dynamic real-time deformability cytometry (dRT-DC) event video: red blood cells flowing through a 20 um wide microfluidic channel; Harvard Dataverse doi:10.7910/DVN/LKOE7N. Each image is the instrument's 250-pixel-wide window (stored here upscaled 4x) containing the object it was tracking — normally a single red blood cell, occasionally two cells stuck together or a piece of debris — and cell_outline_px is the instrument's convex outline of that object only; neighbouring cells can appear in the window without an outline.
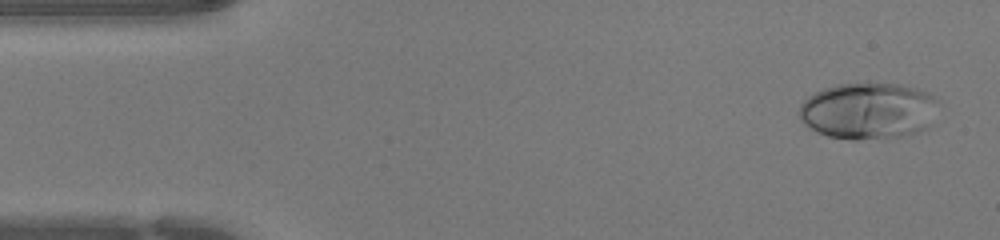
{"species": "human", "species_latin": "Homo sapiens", "temperature_condition": "warm", "stored_images_in_passage": 44, "camera_frame_rate_fps": 3000, "um_per_image_px": 0.085, "donor": {"sex": "female"}, "frame": {"image": 1, "passage_image": 2, "time_ms": 0.333, "image_size_px": [1000, 240], "cell_outline_px": [[940, 104], [928, 124], [924, 128], [908, 136], [856, 140], [852, 140], [828, 136], [816, 132], [804, 124], [800, 120], [800, 104], [808, 96], [824, 88], [836, 84], [900, 84], [916, 88], [928, 92], [940, 100]], "centroid_in_image_um": [73.81, 9.43], "position_along_channel_um": 11.2, "area_um2": 46.07}}
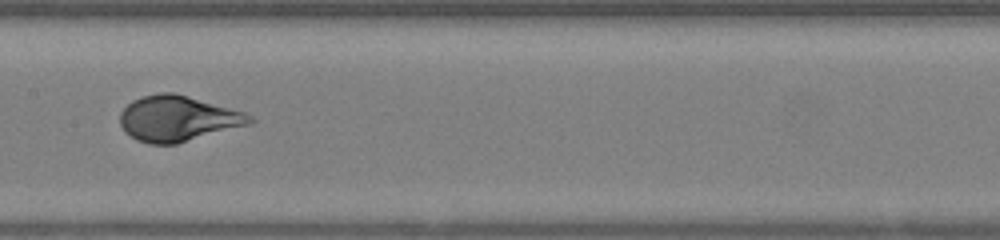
{"frame": {"image": 2, "passage_image": 21, "time_ms": 6.667, "image_size_px": [1000, 240], "cell_outline_px": [[256, 120], [252, 124], [176, 144], [148, 144], [136, 140], [124, 132], [120, 124], [120, 112], [132, 100], [144, 96], [160, 92], [176, 92], [244, 112], [252, 116]], "centroid_in_image_um": [15.12, 10.08], "position_along_channel_um": 192.3, "area_um2": 34.74}}
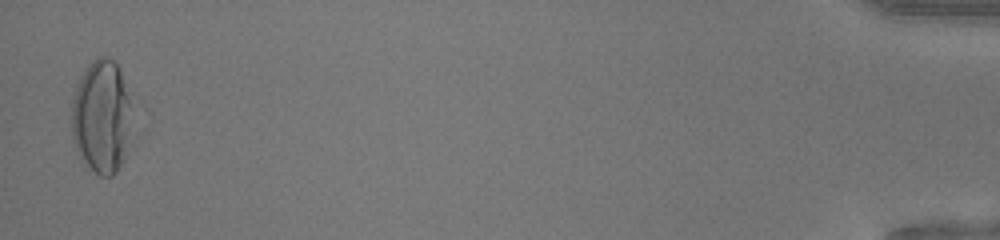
{"frame": {"image": 3, "passage_image": 43, "time_ms": 14.0, "image_size_px": [1000, 240], "cell_outline_px": [[136, 136], [132, 144], [116, 172], [112, 176], [100, 176], [84, 164], [72, 140], [72, 96], [80, 76], [84, 68], [92, 60], [100, 56], [108, 56], [116, 60], [128, 96]], "centroid_in_image_um": [8.67, 9.95], "position_along_channel_um": 426.5, "area_um2": 41.27}}